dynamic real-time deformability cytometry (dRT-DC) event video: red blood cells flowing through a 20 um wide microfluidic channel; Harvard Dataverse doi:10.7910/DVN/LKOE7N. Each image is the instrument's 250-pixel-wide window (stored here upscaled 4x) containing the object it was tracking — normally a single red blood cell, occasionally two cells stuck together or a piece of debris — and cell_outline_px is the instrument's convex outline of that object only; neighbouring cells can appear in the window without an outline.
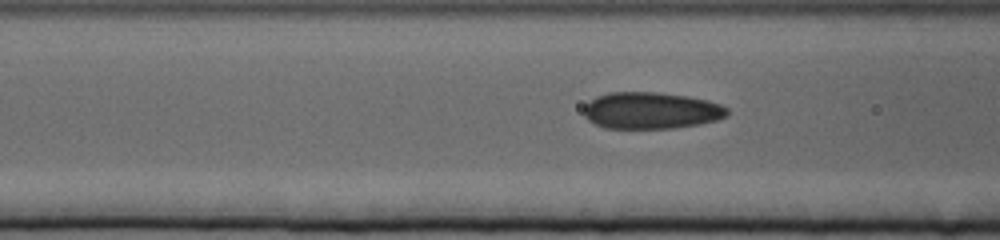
{"species": "human", "species_latin": "Homo sapiens", "temperature_condition": "cold", "stored_images_in_passage": 26, "segment_of_instrument_passage": [2, 2], "camera_frame_rate_fps": 3000, "um_per_image_px": 0.085, "donor": {"sex": "female"}, "frame": {"image": 1, "passage_image": 23, "time_ms": 7.333, "image_size_px": [1000, 240], "cell_outline_px": [[728, 116], [716, 120], [676, 128], [604, 128], [588, 120], [584, 116], [584, 104], [596, 96], [608, 92], [656, 92], [688, 96], [708, 100], [720, 104], [728, 108]], "centroid_in_image_um": [55.32, 9.39], "position_along_channel_um": 111.3, "area_um2": 30.81}}